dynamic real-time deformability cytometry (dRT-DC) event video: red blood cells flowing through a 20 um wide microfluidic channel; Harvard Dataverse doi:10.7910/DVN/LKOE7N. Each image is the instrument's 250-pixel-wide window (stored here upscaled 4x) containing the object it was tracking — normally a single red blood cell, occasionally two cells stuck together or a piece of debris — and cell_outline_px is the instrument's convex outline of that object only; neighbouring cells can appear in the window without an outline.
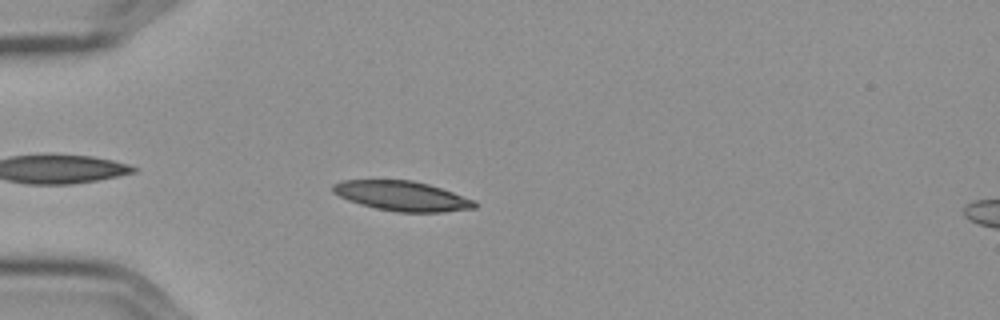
{"species": "Egyptian fruit bat (a non-hibernating species)", "species_latin": "Rousettus aegyptiacus", "temperature_condition": "cold", "stored_images_in_passage": 46, "camera_frame_rate_fps": 3000, "um_per_image_px": 0.085, "frame": {"image": 1, "passage_image": 5, "time_ms": 1.333, "image_size_px": [1000, 320], "cell_outline_px": [[476, 208], [440, 212], [400, 212], [376, 208], [360, 204], [348, 200], [332, 192], [332, 184], [340, 180], [412, 180], [428, 184], [476, 200]], "centroid_in_image_um": [34.15, 16.65], "position_along_channel_um": 50.8, "area_um2": 24.51}}
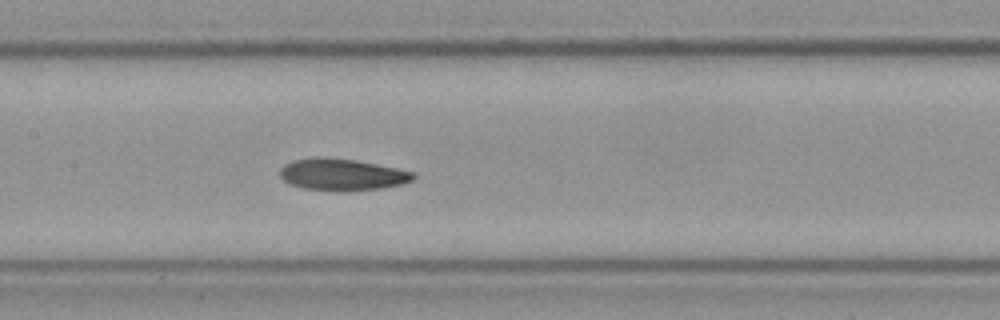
{"frame": {"image": 2, "passage_image": 17, "time_ms": 5.333, "image_size_px": [1000, 320], "cell_outline_px": [[416, 176], [412, 180], [400, 184], [380, 188], [348, 192], [344, 192], [304, 188], [288, 184], [280, 176], [280, 168], [284, 164], [292, 160], [356, 160], [416, 172]], "centroid_in_image_um": [29.11, 14.89], "position_along_channel_um": 178.3, "area_um2": 23.99}}
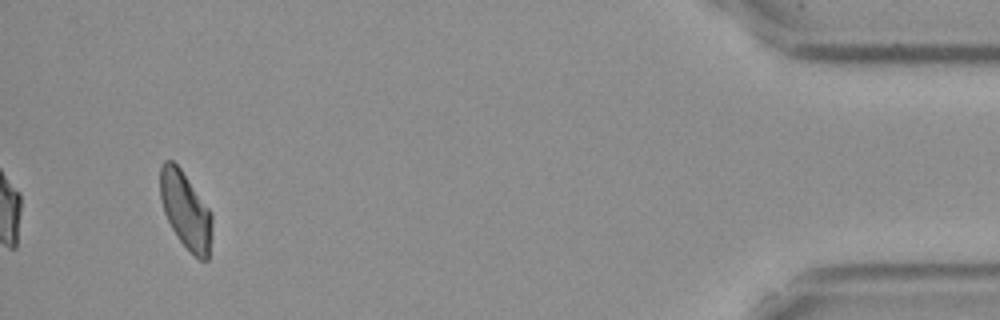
{"frame": {"image": 3, "passage_image": 43, "time_ms": 14.0, "image_size_px": [1000, 320], "cell_outline_px": [[212, 224], [208, 260], [200, 260], [176, 236], [164, 212], [160, 200], [160, 168], [164, 160], [172, 160], [180, 168], [208, 208], [212, 216]], "centroid_in_image_um": [15.76, 17.86], "position_along_channel_um": 419.4, "area_um2": 22.77}, "authors_computed_cell_mechanics": {"area_um2": 24.1604, "velocity_mm_per_s": 3.5638, "shape_relaxation_time_tau1_ms": 6.9961, "shape_relaxation_time_tau2_ms": 4.1498, "deformation_change_tau1": 0.1667, "deformation_change_tau2": 0.1049}}